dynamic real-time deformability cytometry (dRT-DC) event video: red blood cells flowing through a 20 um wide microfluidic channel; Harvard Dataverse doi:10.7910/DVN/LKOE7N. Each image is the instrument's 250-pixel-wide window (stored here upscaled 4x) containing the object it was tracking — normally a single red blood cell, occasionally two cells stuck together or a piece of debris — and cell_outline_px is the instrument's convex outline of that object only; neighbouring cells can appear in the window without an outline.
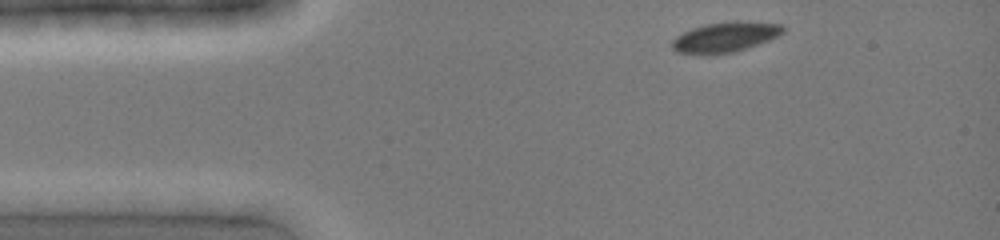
{"species": "common noctule bat (a hibernating species)", "species_latin": "Nyctalus noctula", "temperature_condition": "cold", "stored_images_in_passage": 3, "camera_frame_rate_fps": 3000, "um_per_image_px": 0.085, "animal": {"sex": "female", "body_mass_g": 19.0, "forearm_length_mm": 51.5}, "frame": {"image": 1, "passage_image": 1, "time_ms": 0.0, "image_size_px": [1000, 240], "cell_outline_px": [[784, 32], [780, 36], [736, 52], [676, 52], [672, 48], [672, 40], [676, 36], [692, 28], [708, 24], [736, 20], [784, 24]], "centroid_in_image_um": [61.73, 3.11], "position_along_channel_um": 23.3, "area_um2": 19.07}}